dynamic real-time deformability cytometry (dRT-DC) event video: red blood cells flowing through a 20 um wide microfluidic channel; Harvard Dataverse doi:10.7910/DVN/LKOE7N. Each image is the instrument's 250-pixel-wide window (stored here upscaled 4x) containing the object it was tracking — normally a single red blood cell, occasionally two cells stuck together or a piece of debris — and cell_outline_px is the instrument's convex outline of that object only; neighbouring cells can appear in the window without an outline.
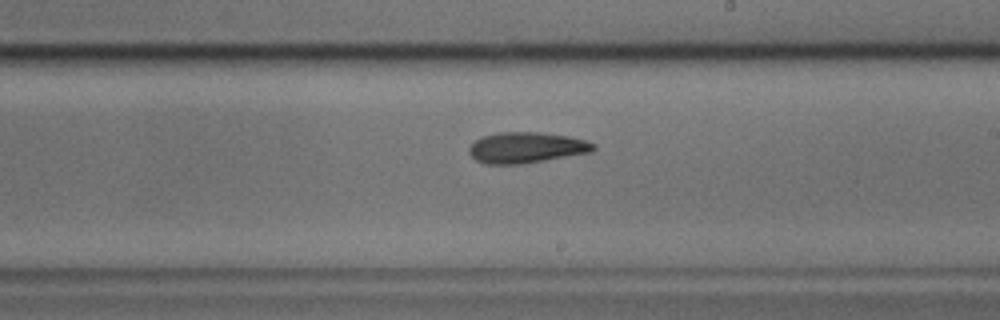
{"species": "common noctule bat (a hibernating species)", "species_latin": "Nyctalus noctula", "temperature_condition": "cold", "stored_images_in_passage": 27, "camera_frame_rate_fps": 3000, "um_per_image_px": 0.085, "animal": {"sex": "male", "body_mass_g": 17.9, "forearm_length_mm": 54.2}, "frame": {"image": 1, "passage_image": 16, "time_ms": 5.0, "image_size_px": [1000, 320], "cell_outline_px": [[596, 148], [592, 152], [524, 164], [484, 164], [476, 160], [468, 152], [468, 148], [476, 140], [484, 136], [496, 132], [540, 132], [568, 136], [584, 140], [596, 144]], "centroid_in_image_um": [44.74, 12.55], "position_along_channel_um": 244.3, "area_um2": 22.48}}
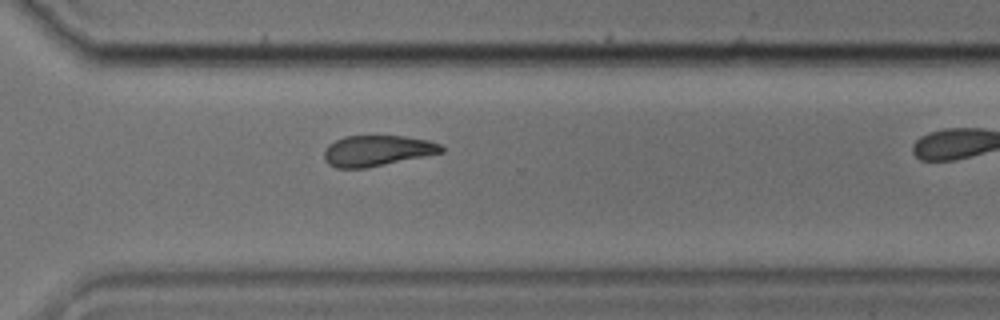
{"frame": {"image": 2, "passage_image": 23, "time_ms": 7.333, "image_size_px": [1000, 320], "cell_outline_px": [[444, 152], [364, 168], [336, 168], [328, 164], [324, 160], [324, 152], [328, 144], [344, 136], [404, 136], [428, 140], [440, 144], [444, 148]], "centroid_in_image_um": [32.03, 12.8], "position_along_channel_um": 338.6, "area_um2": 20.87}}